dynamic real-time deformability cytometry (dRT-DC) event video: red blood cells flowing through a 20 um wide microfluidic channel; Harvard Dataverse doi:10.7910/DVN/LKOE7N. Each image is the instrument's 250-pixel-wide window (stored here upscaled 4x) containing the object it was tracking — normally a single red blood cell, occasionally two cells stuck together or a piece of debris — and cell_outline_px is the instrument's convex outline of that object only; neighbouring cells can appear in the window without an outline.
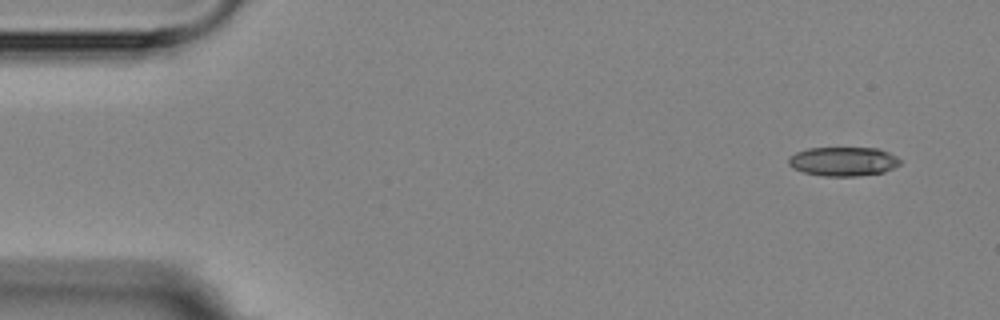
{"species": "Egyptian fruit bat (a non-hibernating species)", "species_latin": "Rousettus aegyptiacus", "temperature_condition": "room temperature", "stored_images_in_passage": 4, "camera_frame_rate_fps": 3000, "um_per_image_px": 0.085, "animal": {"sex": "female"}, "frame": {"image": 1, "passage_image": 1, "time_ms": 0.0, "image_size_px": [1000, 320], "cell_outline_px": [[900, 164], [884, 172], [856, 176], [824, 176], [804, 172], [792, 168], [788, 164], [788, 156], [796, 152], [808, 148], [880, 148], [896, 156], [900, 160]], "centroid_in_image_um": [71.65, 13.72], "position_along_channel_um": 13.3, "area_um2": 18.96}}